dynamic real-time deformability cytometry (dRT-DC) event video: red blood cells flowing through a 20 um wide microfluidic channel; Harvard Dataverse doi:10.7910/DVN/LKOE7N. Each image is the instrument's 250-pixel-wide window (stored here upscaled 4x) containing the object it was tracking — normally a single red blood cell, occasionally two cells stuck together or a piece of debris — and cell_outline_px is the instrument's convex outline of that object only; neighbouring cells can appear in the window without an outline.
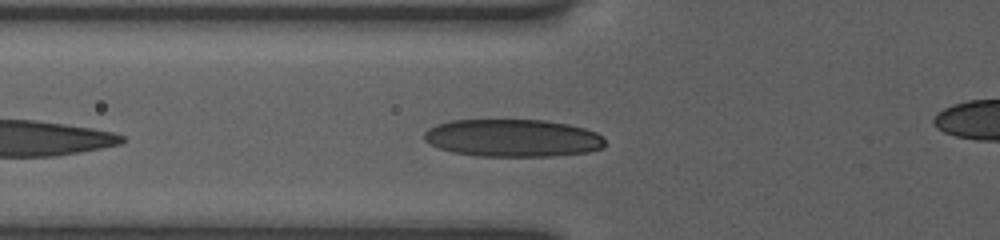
{"species": "human", "species_latin": "Homo sapiens", "temperature_condition": "room temperature", "stored_images_in_passage": 30, "camera_frame_rate_fps": 3000, "um_per_image_px": 0.085, "donor": {"sex": "female"}, "frame": {"image": 1, "passage_image": 6, "time_ms": 3.0, "image_size_px": [1000, 240], "cell_outline_px": [[604, 144], [600, 148], [588, 152], [552, 156], [476, 156], [452, 152], [440, 148], [424, 140], [424, 132], [428, 128], [436, 124], [452, 120], [544, 120], [568, 124], [584, 128], [596, 132], [604, 140]], "centroid_in_image_um": [43.55, 11.73], "position_along_channel_um": 82.2, "area_um2": 39.54}}
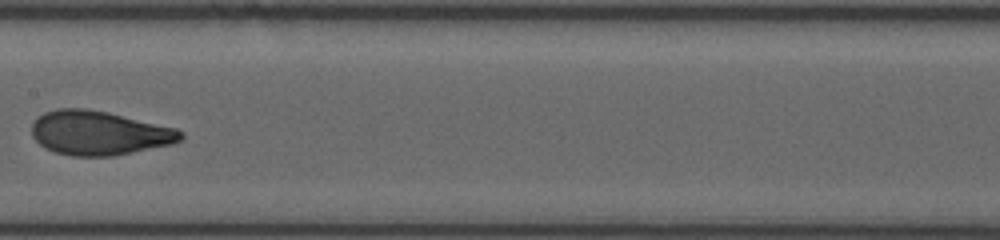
{"frame": {"image": 2, "passage_image": 12, "time_ms": 6.0, "image_size_px": [1000, 240], "cell_outline_px": [[184, 136], [180, 140], [172, 144], [112, 156], [72, 156], [56, 152], [44, 148], [32, 136], [32, 124], [36, 116], [44, 112], [60, 108], [88, 108], [108, 112], [176, 128], [184, 132]], "centroid_in_image_um": [8.4, 11.29], "position_along_channel_um": 199.0, "area_um2": 38.44}}
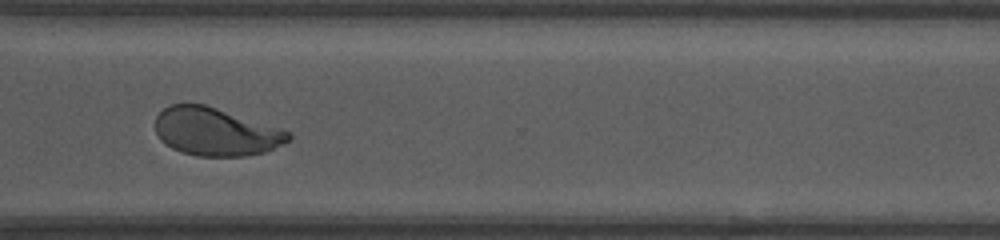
{"frame": {"image": 3, "passage_image": 22, "time_ms": 10.0, "image_size_px": [1000, 240], "cell_outline_px": [[292, 140], [284, 144], [264, 152], [244, 156], [196, 156], [180, 152], [172, 148], [160, 140], [156, 132], [156, 116], [164, 108], [172, 104], [204, 104], [280, 128], [288, 132], [292, 136]], "centroid_in_image_um": [18.33, 11.21], "position_along_channel_um": 352.3, "area_um2": 37.11}, "authors_computed_cell_mechanics": {"area_um2": 37.5989, "velocity_mm_per_s": 3.8416, "shape_relaxation_time_tau1_ms": 3.8463, "shape_relaxation_time_tau2_ms": 0.6913, "deformation_change_tau1": 0.1759, "deformation_change_tau2": 0.0729}}